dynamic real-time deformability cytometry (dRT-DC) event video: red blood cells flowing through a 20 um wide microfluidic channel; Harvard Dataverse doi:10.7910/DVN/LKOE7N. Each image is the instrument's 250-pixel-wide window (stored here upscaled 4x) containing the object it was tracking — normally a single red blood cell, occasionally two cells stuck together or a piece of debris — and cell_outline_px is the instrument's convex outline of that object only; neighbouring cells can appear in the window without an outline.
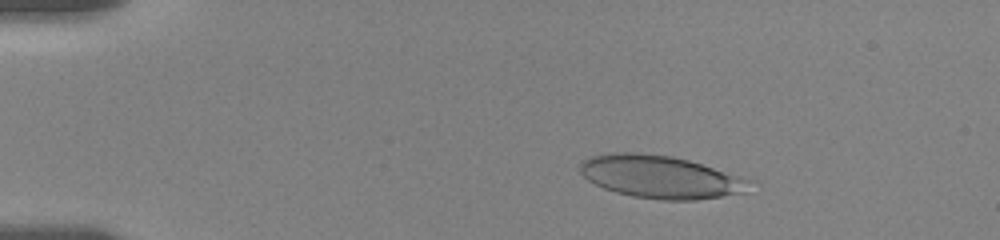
{"species": "human", "species_latin": "Homo sapiens", "temperature_condition": "room temperature", "stored_images_in_passage": 48, "camera_frame_rate_fps": 3000, "um_per_image_px": 0.085, "donor": {"sex": "female"}, "frame": {"image": 1, "passage_image": 7, "time_ms": 3.0, "image_size_px": [1000, 240], "cell_outline_px": [[756, 180], [744, 192], [696, 200], [660, 200], [632, 196], [616, 192], [604, 188], [588, 180], [580, 172], [580, 164], [588, 156], [608, 152], [640, 152], [672, 156], [688, 160]], "centroid_in_image_um": [56.14, 15.02], "position_along_channel_um": 28.9, "area_um2": 42.48}}
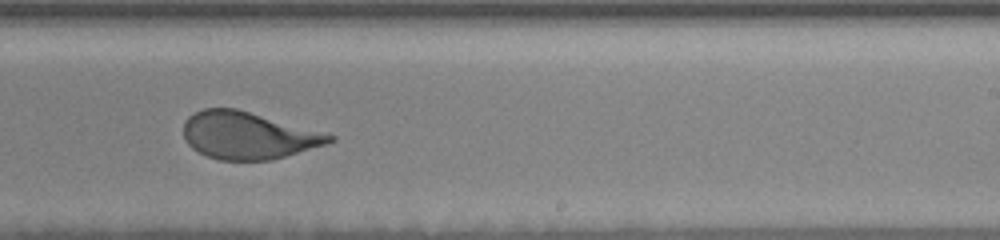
{"frame": {"image": 2, "passage_image": 30, "time_ms": 11.667, "image_size_px": [1000, 240], "cell_outline_px": [[336, 140], [324, 144], [272, 160], [220, 160], [208, 156], [192, 148], [188, 144], [184, 136], [184, 120], [188, 116], [204, 108], [236, 108], [336, 136]], "centroid_in_image_um": [21.04, 11.51], "position_along_channel_um": 268.0, "area_um2": 39.59}}
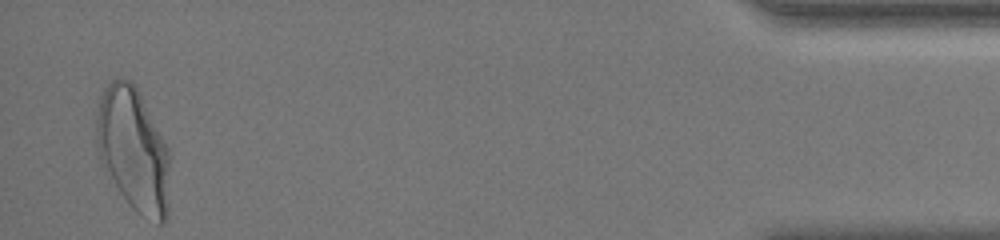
{"frame": {"image": 3, "passage_image": 48, "time_ms": 18.0, "image_size_px": [1000, 240], "cell_outline_px": [[168, 216], [160, 224], [156, 224], [136, 212], [132, 208], [116, 184], [100, 156], [96, 136], [96, 120], [100, 96], [108, 84], [112, 80], [128, 80], [136, 88], [168, 148]], "centroid_in_image_um": [11.35, 12.75], "position_along_channel_um": 423.9, "area_um2": 51.21}, "authors_computed_cell_mechanics": {"area_um2": 41.6738, "velocity_mm_per_s": 3.581, "shape_relaxation_time_tau1_ms": 4.3566, "shape_relaxation_time_tau2_ms": null, "deformation_change_tau1": 0.1631, "deformation_change_tau2": null}}